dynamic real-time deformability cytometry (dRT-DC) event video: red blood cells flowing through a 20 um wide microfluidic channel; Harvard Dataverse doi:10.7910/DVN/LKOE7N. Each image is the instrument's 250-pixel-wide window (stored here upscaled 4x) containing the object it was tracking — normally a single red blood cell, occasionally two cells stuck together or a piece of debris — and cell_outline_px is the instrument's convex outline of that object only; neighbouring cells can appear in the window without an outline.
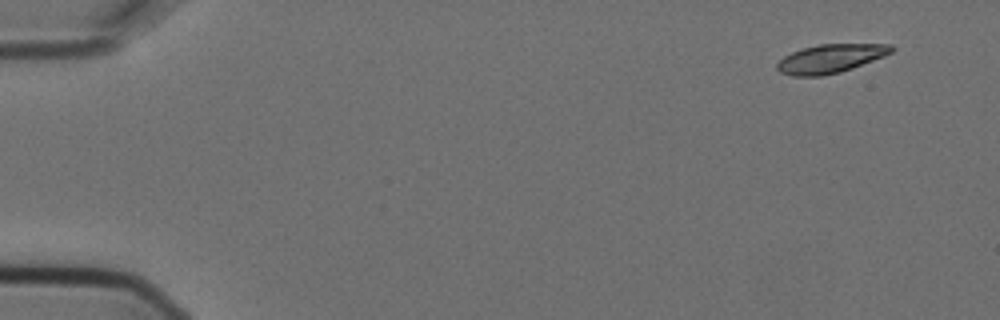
{"species": "Egyptian fruit bat (a non-hibernating species)", "species_latin": "Rousettus aegyptiacus", "temperature_condition": "cold", "stored_images_in_passage": 5, "segment_of_instrument_passage": [2, 2], "camera_frame_rate_fps": 3000, "um_per_image_px": 0.085, "animal": {"sex": "female"}, "frame": {"image": 1, "passage_image": 5, "time_ms": 1.333, "image_size_px": [1000, 320], "cell_outline_px": [[896, 48], [892, 52], [884, 56], [852, 68], [840, 72], [820, 76], [792, 76], [780, 72], [776, 68], [776, 64], [784, 56], [792, 52], [816, 44], [892, 44]], "centroid_in_image_um": [70.59, 4.97], "position_along_channel_um": 14.4, "area_um2": 19.07}}